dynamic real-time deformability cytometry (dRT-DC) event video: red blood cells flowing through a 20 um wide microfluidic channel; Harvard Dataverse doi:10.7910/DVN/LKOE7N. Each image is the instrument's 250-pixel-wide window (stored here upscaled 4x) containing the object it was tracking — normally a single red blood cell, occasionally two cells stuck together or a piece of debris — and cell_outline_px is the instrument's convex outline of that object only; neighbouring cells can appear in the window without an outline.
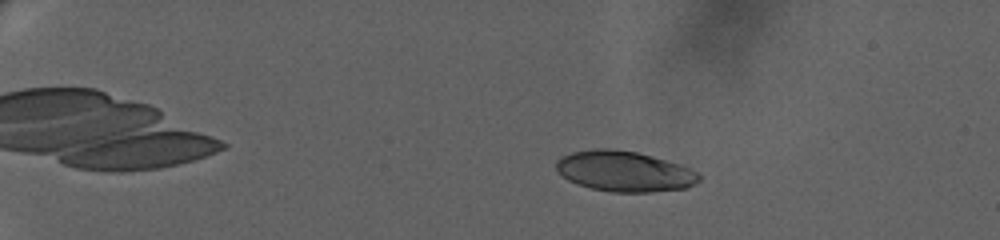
{"species": "human", "species_latin": "Homo sapiens", "temperature_condition": "warm", "stored_images_in_passage": 40, "camera_frame_rate_fps": 3000, "um_per_image_px": 0.085, "donor": {"sex": "female"}, "frame": {"image": 1, "passage_image": 8, "time_ms": 4.0, "image_size_px": [1000, 240], "cell_outline_px": [[700, 180], [684, 188], [648, 192], [612, 192], [592, 188], [568, 180], [556, 168], [556, 160], [560, 156], [572, 152], [596, 148], [612, 148], [636, 152], [652, 156], [680, 164], [696, 172], [700, 176]], "centroid_in_image_um": [53.04, 14.54], "position_along_channel_um": 32.0, "area_um2": 33.41}}
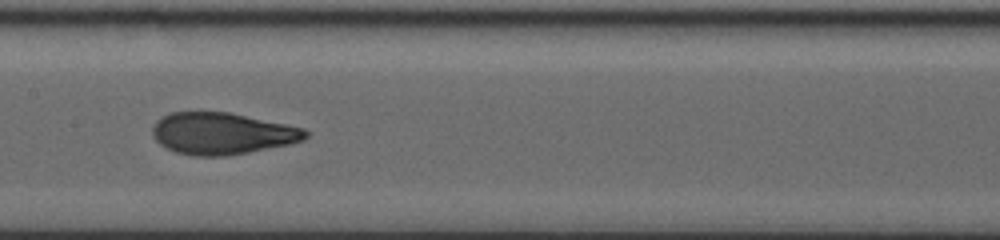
{"frame": {"image": 2, "passage_image": 26, "time_ms": 12.333, "image_size_px": [1000, 240], "cell_outline_px": [[308, 136], [304, 140], [292, 144], [228, 156], [196, 156], [176, 152], [160, 144], [152, 136], [152, 128], [156, 120], [160, 116], [172, 112], [228, 112], [304, 128], [308, 132]], "centroid_in_image_um": [18.87, 11.35], "position_along_channel_um": 188.5, "area_um2": 37.34}}
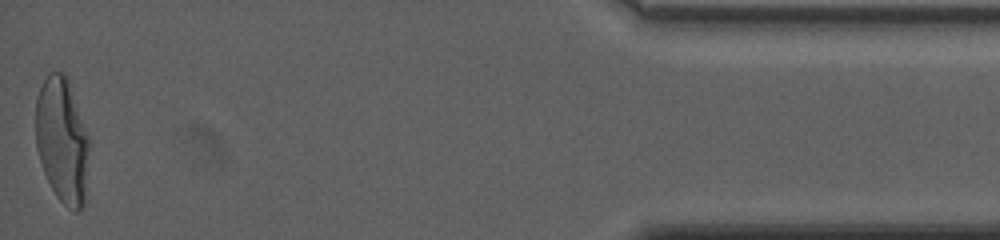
{"frame": {"image": 3, "passage_image": 40, "time_ms": 21.667, "image_size_px": [1000, 240], "cell_outline_px": [[88, 148], [84, 204], [80, 212], [76, 212], [68, 208], [56, 196], [44, 172], [36, 148], [36, 100], [40, 88], [44, 80], [52, 72], [64, 72], [68, 80], [88, 136]], "centroid_in_image_um": [5.27, 11.95], "position_along_channel_um": 429.9, "area_um2": 38.49}, "authors_computed_cell_mechanics": {"area_um2": 36.3273, "velocity_mm_per_s": 3.2777, "shape_relaxation_time_tau1_ms": 5.8649, "shape_relaxation_time_tau2_ms": 1.1514, "deformation_change_tau1": 0.2348, "deformation_change_tau2": 0.075}}